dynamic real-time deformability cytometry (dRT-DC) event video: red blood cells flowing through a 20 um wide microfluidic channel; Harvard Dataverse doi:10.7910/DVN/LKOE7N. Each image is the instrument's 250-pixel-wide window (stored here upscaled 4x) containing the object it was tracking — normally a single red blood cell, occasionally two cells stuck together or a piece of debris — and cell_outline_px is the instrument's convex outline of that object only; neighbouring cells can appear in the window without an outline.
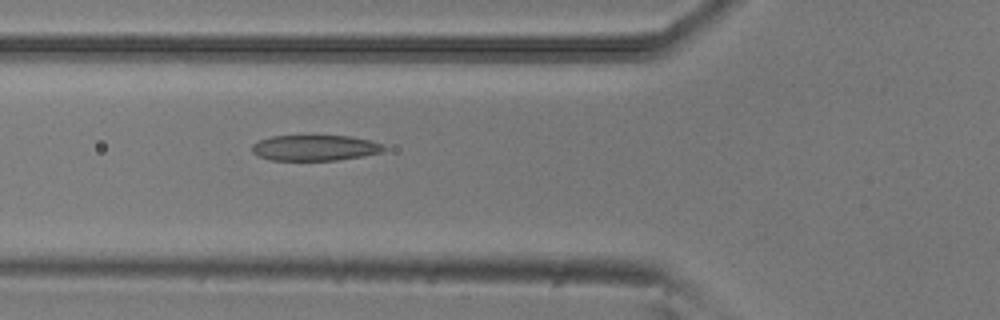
{"species": "common noctule bat (a hibernating species)", "species_latin": "Nyctalus noctula", "temperature_condition": "room temperature", "stored_images_in_passage": 4, "camera_frame_rate_fps": 3000, "um_per_image_px": 0.085, "animal": {"sex": "male", "body_mass_g": 20.5, "forearm_length_mm": 52.5}, "frame": {"image": 1, "passage_image": 4, "time_ms": 1.0, "image_size_px": [1000, 320], "cell_outline_px": [[388, 148], [380, 152], [364, 156], [336, 160], [272, 160], [260, 156], [252, 152], [252, 144], [260, 140], [272, 136], [352, 136], [368, 140], [380, 144]], "centroid_in_image_um": [26.77, 12.57], "position_along_channel_um": 99.0, "area_um2": 19.54}}